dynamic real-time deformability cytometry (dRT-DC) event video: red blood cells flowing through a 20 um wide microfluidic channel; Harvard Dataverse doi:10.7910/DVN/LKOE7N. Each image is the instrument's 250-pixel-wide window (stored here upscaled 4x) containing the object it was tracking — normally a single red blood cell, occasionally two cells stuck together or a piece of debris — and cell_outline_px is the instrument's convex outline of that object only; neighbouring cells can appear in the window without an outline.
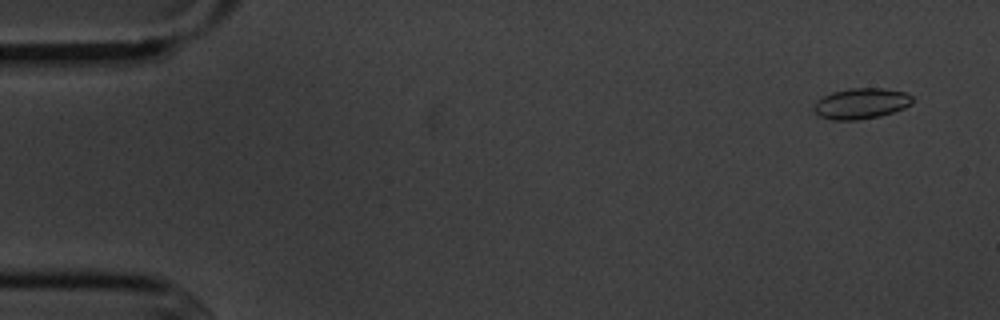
{"species": "common noctule bat (a hibernating species)", "species_latin": "Nyctalus noctula", "temperature_condition": "cold", "stored_images_in_passage": 8, "camera_frame_rate_fps": 3000, "um_per_image_px": 0.085, "animal": {"sex": "male", "body_mass_g": 20.1, "forearm_length_mm": 53.5}, "frame": {"image": 1, "passage_image": 1, "time_ms": 0.0, "image_size_px": [1000, 320], "cell_outline_px": [[912, 104], [904, 108], [880, 116], [856, 120], [832, 120], [820, 116], [812, 108], [816, 100], [832, 92], [852, 88], [884, 88], [904, 92], [912, 96]], "centroid_in_image_um": [73.18, 8.8], "position_along_channel_um": 11.8, "area_um2": 17.63}}
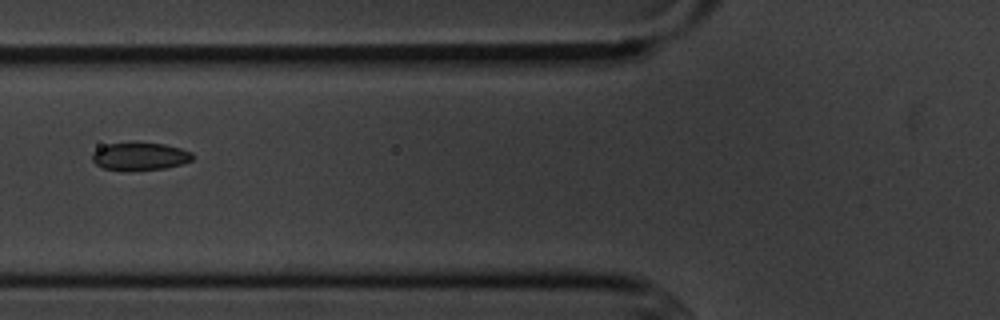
{"frame": {"image": 2, "passage_image": 6, "time_ms": 6.0, "image_size_px": [1000, 320], "cell_outline_px": [[196, 156], [192, 160], [180, 164], [164, 168], [132, 172], [104, 168], [96, 164], [92, 160], [92, 152], [108, 144], [164, 144], [180, 148], [192, 152]], "centroid_in_image_um": [11.92, 13.33], "position_along_channel_um": 113.9, "area_um2": 16.07}}
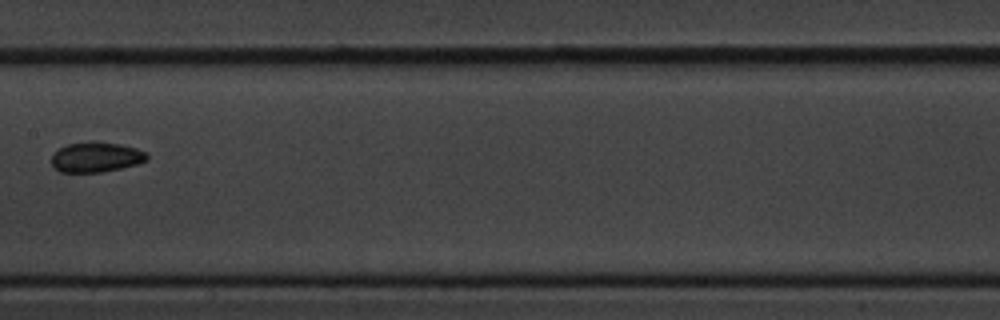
{"frame": {"image": 3, "passage_image": 8, "time_ms": 8.333, "image_size_px": [1000, 320], "cell_outline_px": [[148, 160], [136, 164], [120, 168], [100, 172], [60, 172], [52, 164], [52, 156], [60, 148], [68, 144], [88, 140], [96, 140], [120, 144], [136, 148], [148, 152]], "centroid_in_image_um": [8.2, 13.33], "position_along_channel_um": 199.2, "area_um2": 16.88}}